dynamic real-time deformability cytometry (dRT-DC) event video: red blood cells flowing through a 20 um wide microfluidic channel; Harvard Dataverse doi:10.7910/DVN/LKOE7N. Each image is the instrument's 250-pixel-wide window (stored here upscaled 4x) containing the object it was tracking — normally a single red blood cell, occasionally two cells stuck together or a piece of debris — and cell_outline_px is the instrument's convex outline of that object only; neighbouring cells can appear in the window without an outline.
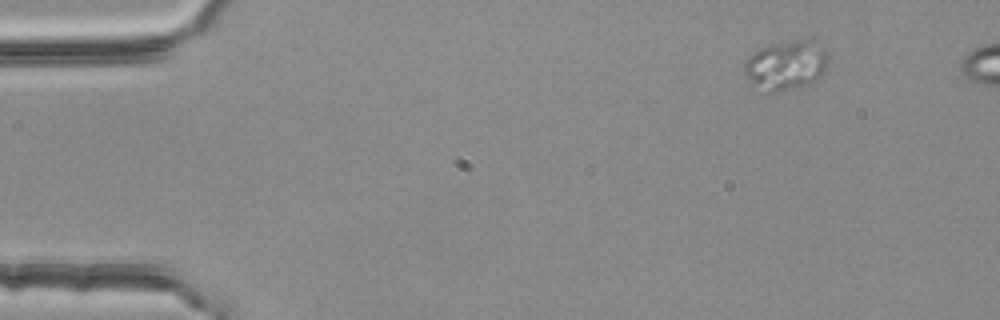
{"species": "common noctule bat (a hibernating species)", "species_latin": "Nyctalus noctula", "temperature_condition": "room temperature", "stored_images_in_passage": 4, "camera_frame_rate_fps": 3000, "um_per_image_px": 0.085, "animal": {"sex": "female", "body_mass_g": 25.1}, "frame": {"image": 1, "passage_image": 1, "time_ms": 0.0, "image_size_px": [1000, 320], "cell_outline_px": [[828, 64], [824, 72], [816, 80], [808, 84], [792, 88], [772, 92], [768, 92], [752, 84], [748, 80], [744, 72], [744, 60], [752, 52], [768, 44], [792, 40], [812, 40], [824, 48], [828, 52]], "centroid_in_image_um": [66.8, 5.52], "position_along_channel_um": 18.2, "area_um2": 24.33}}
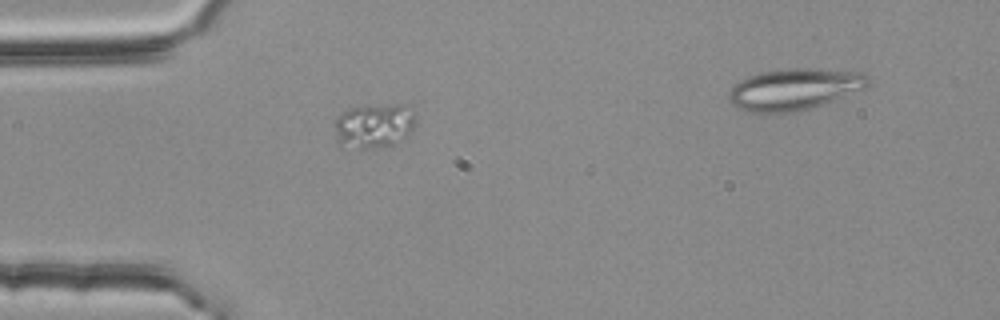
{"frame": {"image": 2, "passage_image": 3, "time_ms": 0.667, "image_size_px": [1000, 320], "cell_outline_px": [[416, 124], [412, 132], [392, 144], [364, 148], [340, 148], [332, 124], [336, 116], [348, 108], [368, 104], [408, 104], [416, 112]], "centroid_in_image_um": [31.77, 10.63], "position_along_channel_um": 53.2, "area_um2": 21.91}}